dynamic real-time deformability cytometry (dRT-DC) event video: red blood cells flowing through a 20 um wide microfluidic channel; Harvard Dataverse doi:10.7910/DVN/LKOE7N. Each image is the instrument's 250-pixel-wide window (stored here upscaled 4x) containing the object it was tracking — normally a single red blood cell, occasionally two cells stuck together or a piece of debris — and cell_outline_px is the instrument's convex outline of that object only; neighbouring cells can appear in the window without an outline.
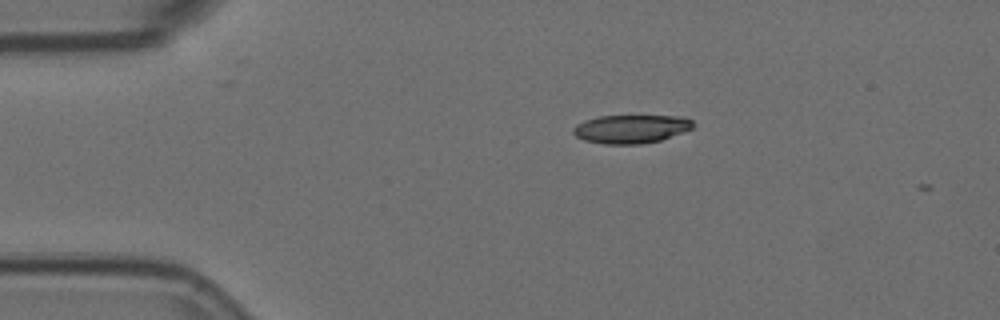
{"species": "Egyptian fruit bat (a non-hibernating species)", "species_latin": "Rousettus aegyptiacus", "temperature_condition": "room temperature", "stored_images_in_passage": 3, "camera_frame_rate_fps": 3000, "um_per_image_px": 0.085, "animal": {"sex": "female"}, "frame": {"image": 1, "passage_image": 2, "time_ms": 0.333, "image_size_px": [1000, 320], "cell_outline_px": [[696, 124], [692, 128], [660, 140], [640, 144], [604, 144], [584, 140], [576, 136], [572, 132], [572, 128], [576, 124], [600, 116], [680, 116], [692, 120]], "centroid_in_image_um": [53.63, 10.96], "position_along_channel_um": 31.4, "area_um2": 19.71}}